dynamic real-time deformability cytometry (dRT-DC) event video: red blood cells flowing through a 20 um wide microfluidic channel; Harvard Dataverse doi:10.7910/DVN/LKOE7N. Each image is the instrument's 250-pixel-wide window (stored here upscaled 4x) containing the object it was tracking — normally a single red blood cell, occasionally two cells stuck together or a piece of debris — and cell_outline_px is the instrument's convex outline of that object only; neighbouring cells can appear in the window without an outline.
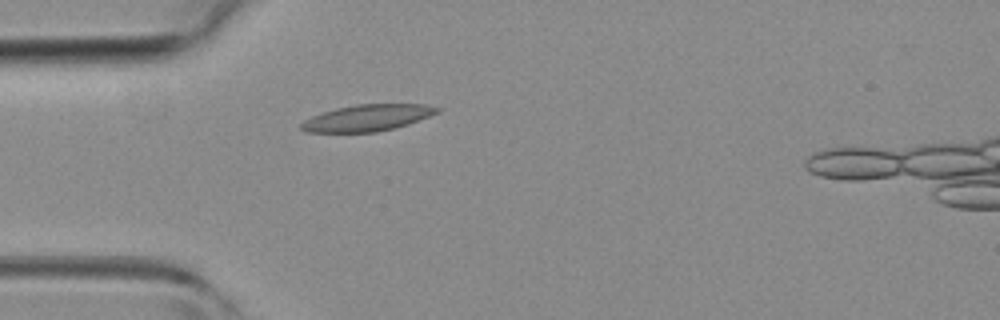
{"species": "common noctule bat (a hibernating species)", "species_latin": "Nyctalus noctula", "temperature_condition": "room temperature", "stored_images_in_passage": 1, "camera_frame_rate_fps": 3000, "um_per_image_px": 0.085, "animal": {"sex": "female", "body_mass_g": 19.3, "forearm_length_mm": 54.1}, "frame": {"image": 1, "passage_image": 1, "time_ms": 0.0, "image_size_px": [1000, 320], "cell_outline_px": [[440, 112], [408, 124], [376, 132], [308, 132], [300, 128], [300, 124], [304, 120], [312, 116], [336, 108], [356, 104], [424, 104], [440, 108]], "centroid_in_image_um": [31.23, 10.01], "position_along_channel_um": 53.8, "area_um2": 20.81}}